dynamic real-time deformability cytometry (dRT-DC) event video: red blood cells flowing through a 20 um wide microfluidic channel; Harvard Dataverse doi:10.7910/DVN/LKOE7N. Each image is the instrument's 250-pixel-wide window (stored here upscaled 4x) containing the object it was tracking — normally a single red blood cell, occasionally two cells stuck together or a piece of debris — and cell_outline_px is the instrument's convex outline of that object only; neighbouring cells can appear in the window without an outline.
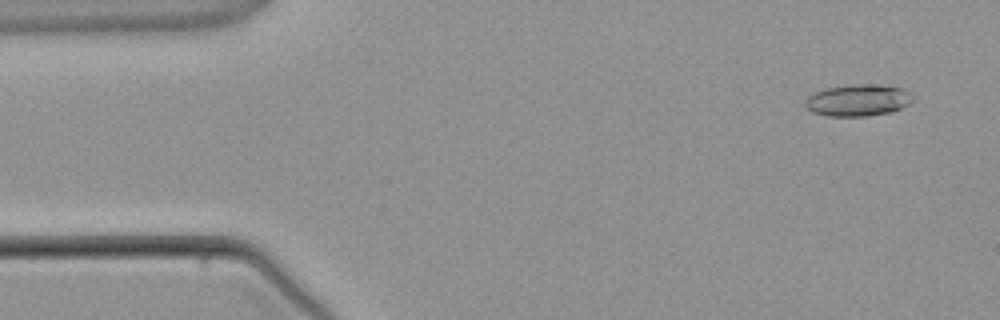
{"species": "common noctule bat (a hibernating species)", "species_latin": "Nyctalus noctula", "temperature_condition": "warm", "stored_images_in_passage": 3, "camera_frame_rate_fps": 3000, "um_per_image_px": 0.085, "animal": {"sex": "male", "body_mass_g": 21.5, "forearm_length_mm": 52.0}, "frame": {"image": 1, "passage_image": 1, "time_ms": 0.0, "image_size_px": [1000, 320], "cell_outline_px": [[916, 96], [908, 104], [892, 112], [868, 116], [828, 116], [812, 112], [804, 108], [804, 100], [808, 96], [816, 92], [828, 88], [856, 84], [872, 84], [904, 88]], "centroid_in_image_um": [72.94, 8.53], "position_along_channel_um": 12.1, "area_um2": 20.06}}